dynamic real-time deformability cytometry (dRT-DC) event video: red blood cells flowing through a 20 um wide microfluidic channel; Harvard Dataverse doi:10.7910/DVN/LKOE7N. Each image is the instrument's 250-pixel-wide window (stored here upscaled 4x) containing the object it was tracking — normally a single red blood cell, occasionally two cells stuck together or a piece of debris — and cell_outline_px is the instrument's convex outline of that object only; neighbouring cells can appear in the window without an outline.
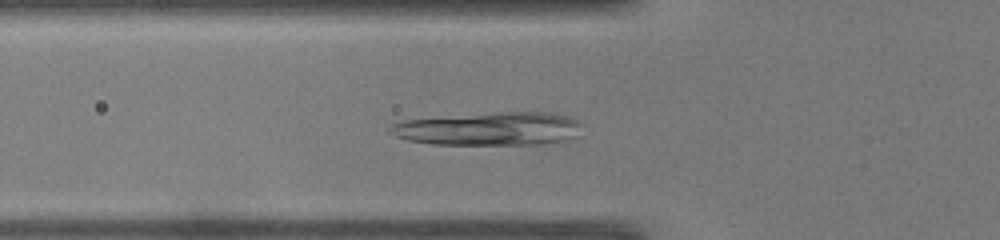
{"species": "common noctule bat (a hibernating species)", "species_latin": "Nyctalus noctula", "temperature_condition": "warm", "stored_images_in_passage": 47, "camera_frame_rate_fps": 3000, "um_per_image_px": 0.085, "animal": {"sex": "male", "body_mass_g": 19.0, "forearm_length_mm": 50.8}, "frame": {"image": 1, "passage_image": 15, "time_ms": 4.667, "image_size_px": [1000, 240], "cell_outline_px": [[580, 124], [576, 136], [564, 140], [540, 144], [432, 144], [408, 140], [396, 136], [388, 132], [388, 128], [392, 124], [404, 120], [496, 112], [556, 112], [568, 116], [576, 120]], "centroid_in_image_um": [41.56, 10.94], "position_along_channel_um": 84.2, "area_um2": 36.93}}
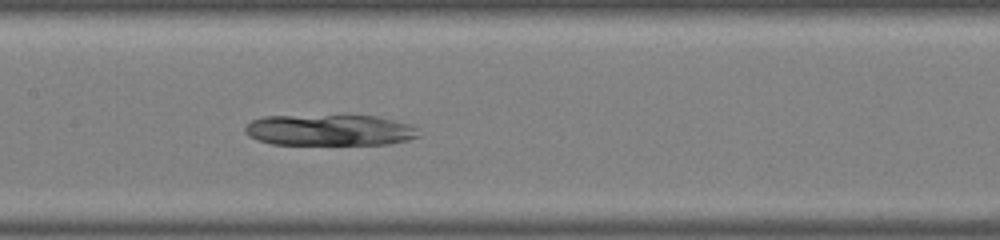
{"frame": {"image": 2, "passage_image": 22, "time_ms": 7.0, "image_size_px": [1000, 240], "cell_outline_px": [[420, 136], [408, 140], [388, 144], [272, 144], [248, 136], [244, 132], [244, 128], [252, 120], [264, 116], [376, 116], [412, 124], [416, 128]], "centroid_in_image_um": [28.04, 11.06], "position_along_channel_um": 179.4, "area_um2": 31.39}}
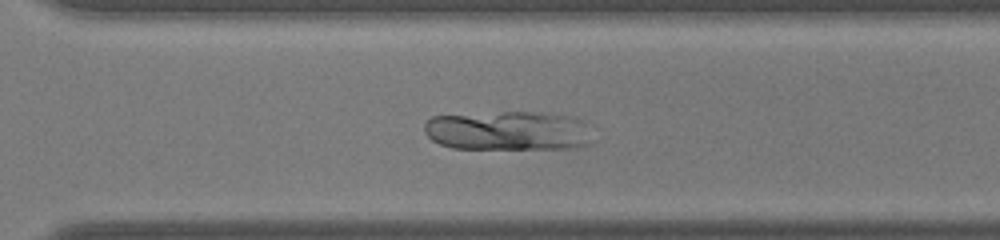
{"frame": {"image": 3, "passage_image": 33, "time_ms": 10.667, "image_size_px": [1000, 240], "cell_outline_px": [[588, 144], [568, 148], [452, 148], [440, 144], [432, 140], [424, 132], [424, 124], [432, 116], [504, 112], [544, 112], [568, 116], [584, 120]], "centroid_in_image_um": [43.1, 11.1], "position_along_channel_um": 327.5, "area_um2": 38.03}}